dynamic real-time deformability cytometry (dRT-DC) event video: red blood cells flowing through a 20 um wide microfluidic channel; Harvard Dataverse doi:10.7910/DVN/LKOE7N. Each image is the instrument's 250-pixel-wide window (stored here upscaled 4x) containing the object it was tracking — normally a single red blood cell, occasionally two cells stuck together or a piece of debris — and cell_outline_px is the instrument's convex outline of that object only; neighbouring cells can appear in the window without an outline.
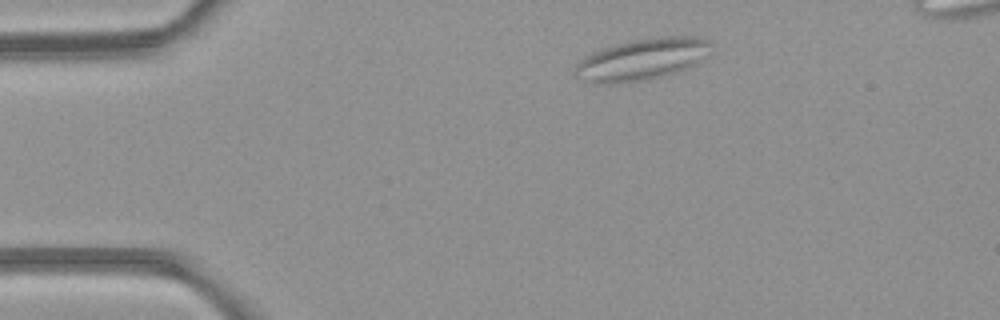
{"species": "common noctule bat (a hibernating species)", "species_latin": "Nyctalus noctula", "temperature_condition": "room temperature", "stored_images_in_passage": 3, "camera_frame_rate_fps": 3000, "um_per_image_px": 0.085, "animal": {"sex": "female", "body_mass_g": 21.9}, "frame": {"image": 1, "passage_image": 1, "time_ms": 0.0, "image_size_px": [1000, 320], "cell_outline_px": [[716, 44], [692, 68], [664, 76], [648, 80], [600, 84], [596, 84], [576, 80], [572, 72], [576, 64], [584, 56], [592, 52], [616, 44], [652, 36], [696, 36], [708, 40]], "centroid_in_image_um": [54.56, 5.05], "position_along_channel_um": 30.4, "area_um2": 33.76}}